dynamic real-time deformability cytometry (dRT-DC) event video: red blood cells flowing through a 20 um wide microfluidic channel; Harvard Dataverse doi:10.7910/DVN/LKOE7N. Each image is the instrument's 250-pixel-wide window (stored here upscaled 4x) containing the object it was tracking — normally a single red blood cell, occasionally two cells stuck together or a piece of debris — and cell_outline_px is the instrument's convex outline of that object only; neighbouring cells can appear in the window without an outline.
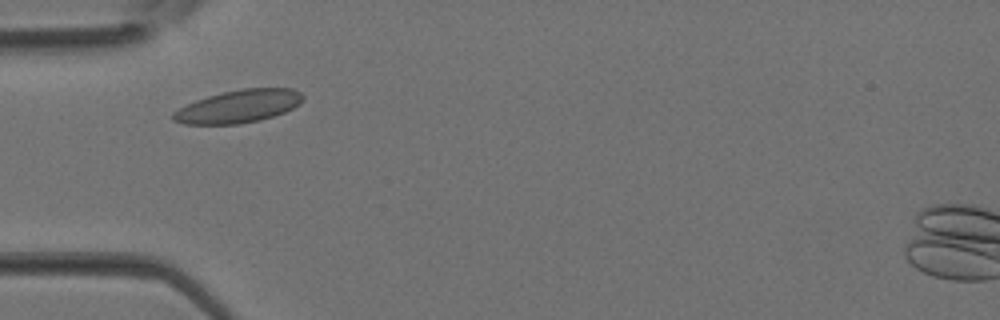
{"species": "Egyptian fruit bat (a non-hibernating species)", "species_latin": "Rousettus aegyptiacus", "temperature_condition": "room temperature", "stored_images_in_passage": 31, "camera_frame_rate_fps": 3000, "um_per_image_px": 0.085, "animal": {"sex": "female"}, "frame": {"image": 1, "passage_image": 5, "time_ms": 1.333, "image_size_px": [1000, 320], "cell_outline_px": [[304, 100], [300, 104], [284, 112], [260, 120], [240, 124], [184, 124], [172, 120], [172, 112], [196, 100], [208, 96], [240, 88], [292, 88], [300, 92], [304, 96]], "centroid_in_image_um": [20.29, 9.04], "position_along_channel_um": 64.7, "area_um2": 24.8}}
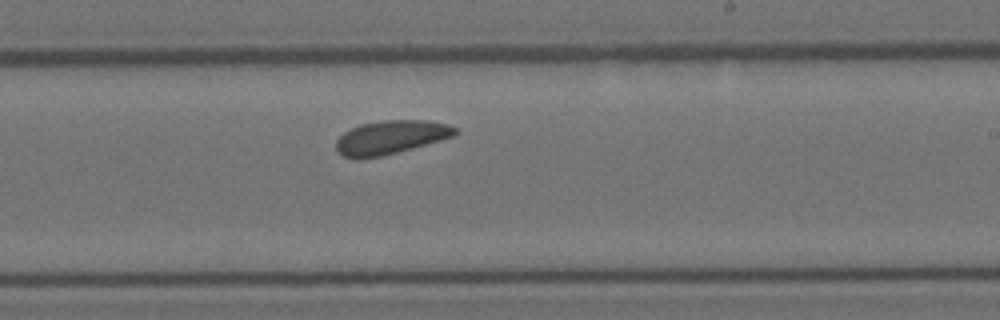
{"frame": {"image": 2, "passage_image": 16, "time_ms": 5.0, "image_size_px": [1000, 320], "cell_outline_px": [[460, 132], [456, 136], [412, 148], [380, 156], [344, 156], [336, 152], [336, 140], [344, 132], [360, 124], [384, 120], [424, 120], [448, 124], [460, 128]], "centroid_in_image_um": [33.3, 11.63], "position_along_channel_um": 255.7, "area_um2": 23.06}}
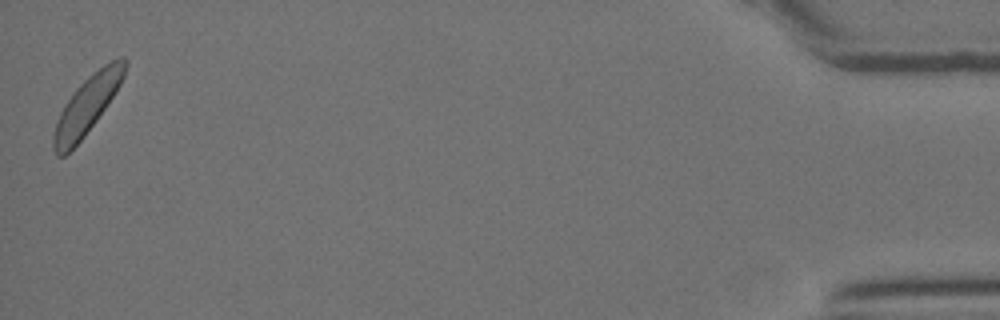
{"frame": {"image": 3, "passage_image": 31, "time_ms": 10.0, "image_size_px": [1000, 320], "cell_outline_px": [[128, 64], [124, 76], [120, 84], [96, 120], [84, 136], [64, 156], [56, 156], [52, 148], [52, 136], [56, 120], [64, 104], [76, 88], [92, 72], [116, 56], [124, 56], [128, 60]], "centroid_in_image_um": [7.39, 8.89], "position_along_channel_um": 427.8, "area_um2": 23.87}}